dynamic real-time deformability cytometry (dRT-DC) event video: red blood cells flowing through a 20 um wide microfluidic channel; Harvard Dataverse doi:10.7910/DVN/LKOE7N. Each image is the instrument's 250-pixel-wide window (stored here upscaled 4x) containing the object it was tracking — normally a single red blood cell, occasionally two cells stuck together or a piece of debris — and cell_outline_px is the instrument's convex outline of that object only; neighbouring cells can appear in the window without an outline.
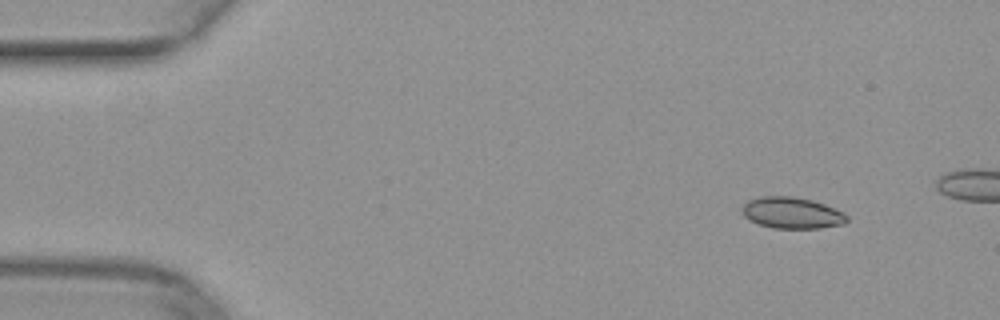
{"species": "common noctule bat (a hibernating species)", "species_latin": "Nyctalus noctula", "temperature_condition": "warm", "stored_images_in_passage": 15, "camera_frame_rate_fps": 3000, "um_per_image_px": 0.085, "animal": {"sex": "female", "body_mass_g": 29.2, "forearm_length_mm": 56.3}, "frame": {"image": 1, "passage_image": 5, "time_ms": 1.333, "image_size_px": [1000, 320], "cell_outline_px": [[848, 220], [844, 224], [820, 228], [772, 228], [756, 224], [748, 220], [740, 212], [740, 208], [748, 200], [764, 196], [792, 196], [812, 200], [824, 204], [844, 212], [848, 216]], "centroid_in_image_um": [67.28, 18.1], "position_along_channel_um": 17.7, "area_um2": 19.42}}